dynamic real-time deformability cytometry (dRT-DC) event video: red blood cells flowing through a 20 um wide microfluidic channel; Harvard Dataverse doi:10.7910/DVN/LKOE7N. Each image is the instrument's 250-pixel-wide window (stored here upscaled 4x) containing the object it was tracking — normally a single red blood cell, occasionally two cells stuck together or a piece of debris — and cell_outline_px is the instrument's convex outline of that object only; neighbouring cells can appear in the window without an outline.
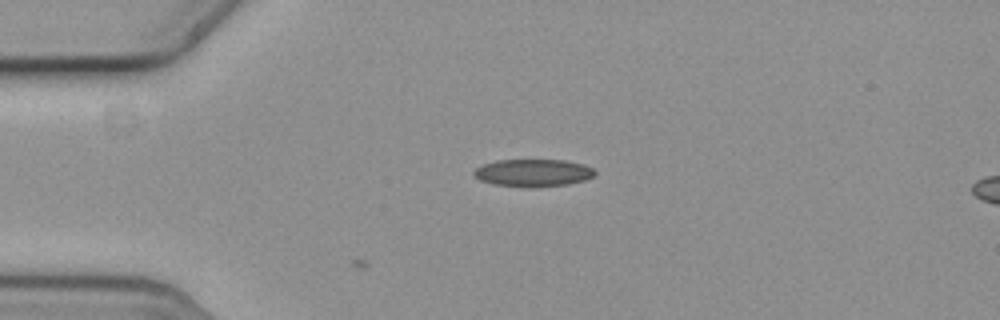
{"species": "common noctule bat (a hibernating species)", "species_latin": "Nyctalus noctula", "temperature_condition": "cold", "stored_images_in_passage": 3, "camera_frame_rate_fps": 3000, "um_per_image_px": 0.085, "animal": {"sex": "female", "body_mass_g": 19.3, "forearm_length_mm": 54.1}, "frame": {"image": 1, "passage_image": 1, "time_ms": 0.0, "image_size_px": [1000, 320], "cell_outline_px": [[596, 172], [592, 176], [584, 180], [568, 184], [492, 184], [480, 180], [472, 172], [476, 168], [484, 164], [496, 160], [564, 160], [584, 164], [592, 168]], "centroid_in_image_um": [45.32, 14.63], "position_along_channel_um": 39.7, "area_um2": 18.26}}